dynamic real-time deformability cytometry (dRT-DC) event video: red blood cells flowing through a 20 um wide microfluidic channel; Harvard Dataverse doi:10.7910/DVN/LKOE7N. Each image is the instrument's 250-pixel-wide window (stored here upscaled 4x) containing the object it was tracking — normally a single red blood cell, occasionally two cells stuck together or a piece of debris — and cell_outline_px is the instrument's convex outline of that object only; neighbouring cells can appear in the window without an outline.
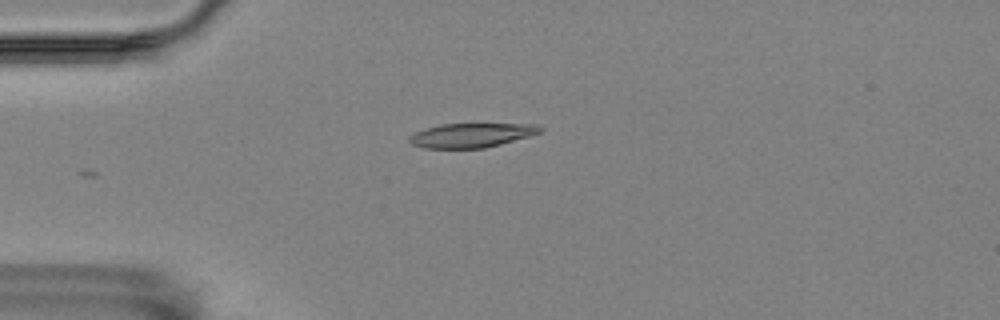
{"species": "Egyptian fruit bat (a non-hibernating species)", "species_latin": "Rousettus aegyptiacus", "temperature_condition": "room temperature", "stored_images_in_passage": 36, "camera_frame_rate_fps": 3000, "um_per_image_px": 0.085, "animal": {"sex": "female"}, "frame": {"image": 1, "passage_image": 2, "time_ms": 0.333, "image_size_px": [1000, 320], "cell_outline_px": [[544, 128], [540, 132], [528, 136], [500, 144], [484, 148], [424, 148], [412, 144], [408, 140], [408, 136], [416, 132], [440, 124], [536, 124]], "centroid_in_image_um": [40.05, 11.49], "position_along_channel_um": 44.9, "area_um2": 18.26}}
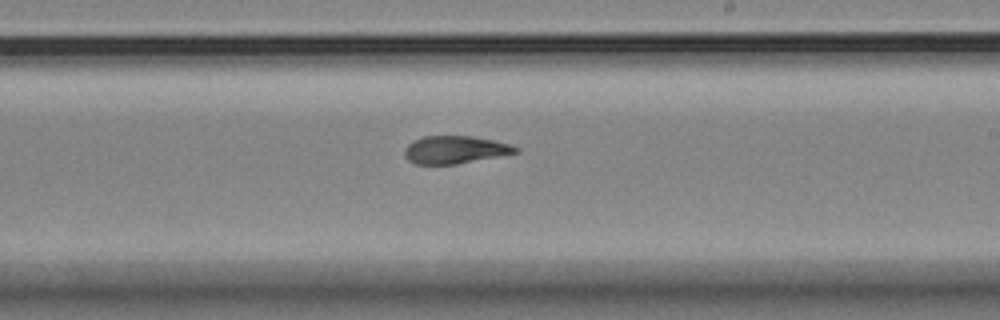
{"frame": {"image": 2, "passage_image": 21, "time_ms": 6.667, "image_size_px": [1000, 320], "cell_outline_px": [[520, 152], [500, 156], [456, 164], [416, 164], [408, 160], [404, 156], [404, 148], [412, 140], [424, 136], [472, 136], [492, 140], [508, 144], [520, 148]], "centroid_in_image_um": [38.65, 12.73], "position_along_channel_um": 250.3, "area_um2": 17.98}}
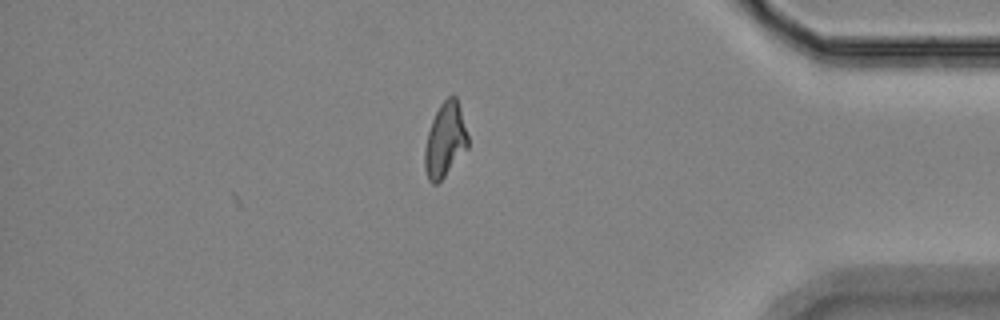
{"frame": {"image": 3, "passage_image": 36, "time_ms": 11.667, "image_size_px": [1000, 320], "cell_outline_px": [[468, 148], [444, 176], [436, 184], [432, 184], [428, 180], [424, 168], [424, 152], [428, 132], [432, 120], [440, 104], [452, 92], [456, 96], [460, 108], [468, 136]], "centroid_in_image_um": [37.83, 11.89], "position_along_channel_um": 397.4, "area_um2": 18.67}, "authors_computed_cell_mechanics": {"area_um2": 18.3226, "velocity_mm_per_s": 3.5268, "shape_relaxation_time_tau1_ms": null, "shape_relaxation_time_tau2_ms": 3.4416, "deformation_change_tau1": null, "deformation_change_tau2": 0.0742}}